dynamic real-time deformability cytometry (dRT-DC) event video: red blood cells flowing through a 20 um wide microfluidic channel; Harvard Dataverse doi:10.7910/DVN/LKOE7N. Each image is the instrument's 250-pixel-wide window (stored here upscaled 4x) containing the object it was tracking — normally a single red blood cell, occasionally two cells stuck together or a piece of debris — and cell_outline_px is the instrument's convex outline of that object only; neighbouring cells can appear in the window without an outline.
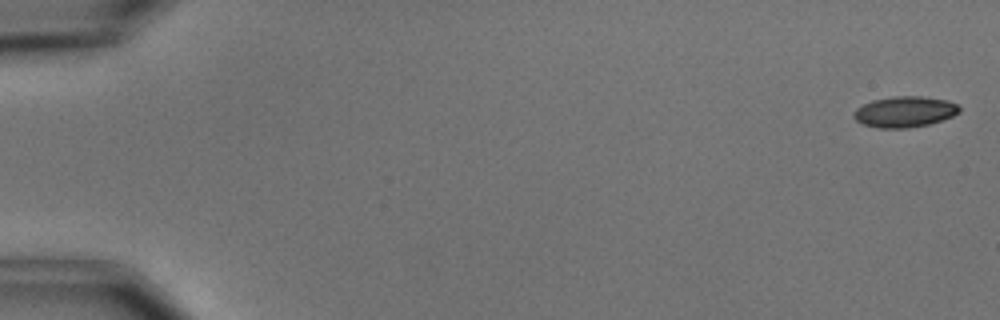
{"species": "common noctule bat (a hibernating species)", "species_latin": "Nyctalus noctula", "temperature_condition": "cold", "stored_images_in_passage": 8, "camera_frame_rate_fps": 3000, "um_per_image_px": 0.085, "animal": {"sex": "male", "body_mass_g": 15.6}, "frame": {"image": 1, "passage_image": 1, "time_ms": 0.0, "image_size_px": [1000, 320], "cell_outline_px": [[960, 112], [952, 116], [928, 124], [908, 128], [880, 128], [864, 124], [856, 120], [852, 116], [856, 108], [872, 100], [892, 96], [920, 96], [948, 100], [956, 104], [960, 108]], "centroid_in_image_um": [76.89, 9.49], "position_along_channel_um": 8.1, "area_um2": 18.9}}
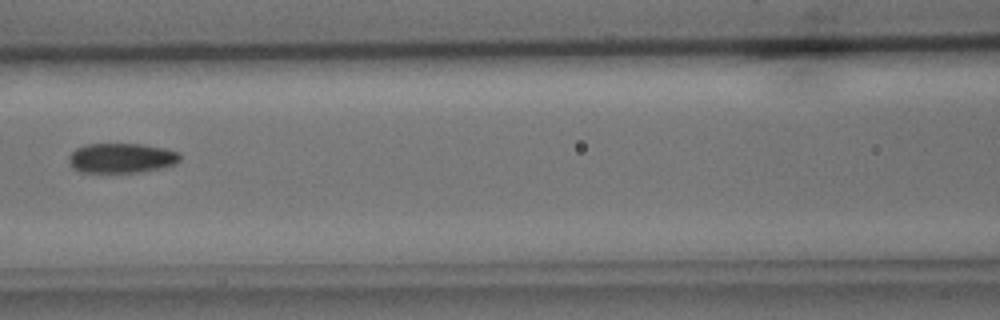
{"frame": {"image": 2, "passage_image": 8, "time_ms": 8.0, "image_size_px": [1000, 320], "cell_outline_px": [[180, 160], [176, 164], [164, 168], [136, 172], [80, 172], [72, 168], [68, 160], [68, 156], [76, 148], [84, 144], [140, 144], [164, 148], [180, 152]], "centroid_in_image_um": [10.32, 13.43], "position_along_channel_um": 156.3, "area_um2": 19.48}}